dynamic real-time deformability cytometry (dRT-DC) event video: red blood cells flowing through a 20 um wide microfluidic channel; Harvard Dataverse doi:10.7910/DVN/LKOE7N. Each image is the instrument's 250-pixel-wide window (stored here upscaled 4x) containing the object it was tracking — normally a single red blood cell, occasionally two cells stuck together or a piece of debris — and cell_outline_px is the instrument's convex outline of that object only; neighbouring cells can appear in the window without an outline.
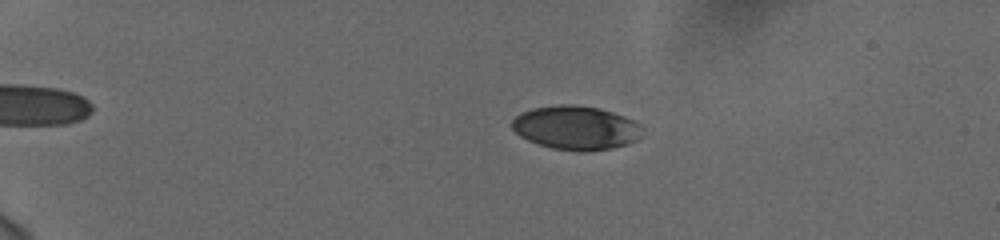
{"species": "human", "species_latin": "Homo sapiens", "temperature_condition": "cold", "stored_images_in_passage": 59, "camera_frame_rate_fps": 3000, "um_per_image_px": 0.085, "donor": {"sex": "female"}, "frame": {"image": 1, "passage_image": 15, "time_ms": 4.667, "image_size_px": [1000, 240], "cell_outline_px": [[640, 136], [636, 140], [628, 144], [612, 148], [584, 152], [580, 152], [552, 148], [536, 144], [520, 136], [512, 128], [512, 120], [520, 112], [532, 108], [560, 104], [572, 104], [600, 108], [624, 116], [640, 124]], "centroid_in_image_um": [48.92, 10.86], "position_along_channel_um": 36.1, "area_um2": 33.41}}
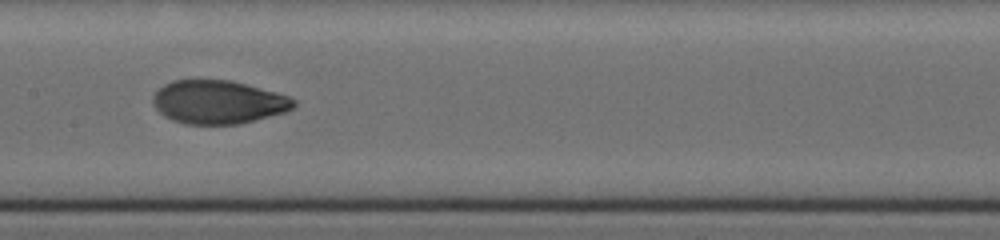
{"frame": {"image": 2, "passage_image": 34, "time_ms": 11.0, "image_size_px": [1000, 240], "cell_outline_px": [[296, 104], [292, 108], [284, 112], [240, 124], [184, 124], [172, 120], [164, 116], [156, 108], [152, 100], [152, 96], [164, 84], [172, 80], [232, 80], [288, 96], [296, 100]], "centroid_in_image_um": [18.53, 8.68], "position_along_channel_um": 188.9, "area_um2": 35.49}}
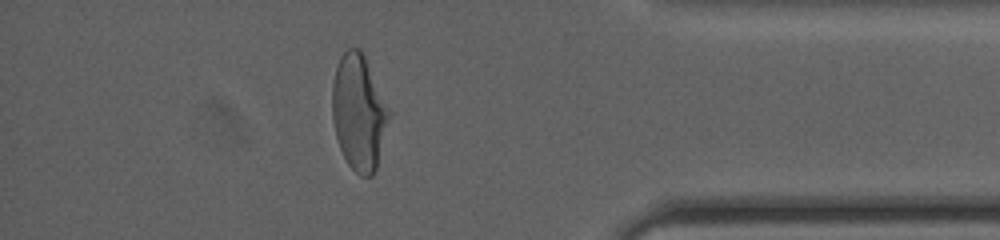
{"frame": {"image": 3, "passage_image": 53, "time_ms": 17.333, "image_size_px": [1000, 240], "cell_outline_px": [[388, 116], [376, 172], [372, 176], [360, 176], [348, 164], [340, 148], [336, 136], [332, 116], [332, 84], [336, 68], [340, 56], [348, 48], [360, 48], [364, 56], [388, 112]], "centroid_in_image_um": [30.44, 9.59], "position_along_channel_um": 404.8, "area_um2": 37.05}, "authors_computed_cell_mechanics": {"area_um2": 35.547, "velocity_mm_per_s": 3.7506, "shape_relaxation_time_tau1_ms": 3.9567, "shape_relaxation_time_tau2_ms": 1.2626, "deformation_change_tau1": 0.1901, "deformation_change_tau2": 0.0536}}